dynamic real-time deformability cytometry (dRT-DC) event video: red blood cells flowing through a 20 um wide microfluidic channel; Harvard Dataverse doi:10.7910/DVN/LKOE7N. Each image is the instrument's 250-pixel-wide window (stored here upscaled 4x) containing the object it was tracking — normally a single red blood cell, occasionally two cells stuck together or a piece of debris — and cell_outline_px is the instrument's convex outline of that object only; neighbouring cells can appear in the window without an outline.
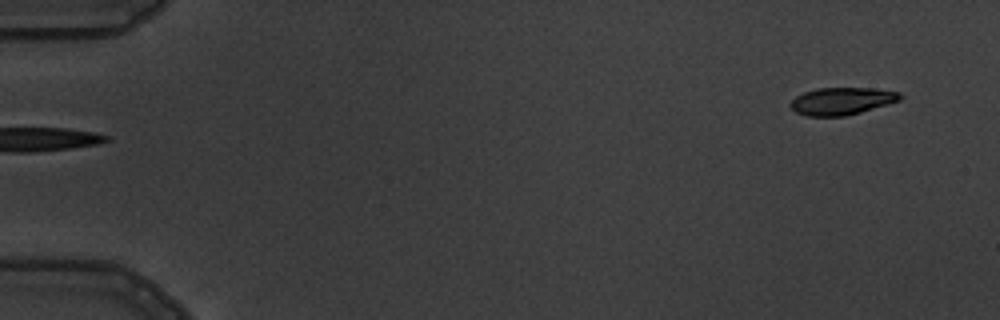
{"species": "common noctule bat (a hibernating species)", "species_latin": "Nyctalus noctula", "temperature_condition": "warm", "stored_images_in_passage": 4, "segment_of_instrument_passage": [2, 2], "camera_frame_rate_fps": 3000, "um_per_image_px": 0.085, "animal": {"sex": "male", "body_mass_g": 19.5, "forearm_length_mm": 54.6}, "frame": {"image": 1, "passage_image": 4, "time_ms": 3.667, "image_size_px": [1000, 320], "cell_outline_px": [[904, 96], [900, 100], [888, 104], [860, 112], [844, 116], [808, 116], [796, 112], [788, 104], [796, 96], [804, 92], [816, 88], [872, 88], [900, 92]], "centroid_in_image_um": [71.55, 8.58], "position_along_channel_um": 13.4, "area_um2": 17.46}}